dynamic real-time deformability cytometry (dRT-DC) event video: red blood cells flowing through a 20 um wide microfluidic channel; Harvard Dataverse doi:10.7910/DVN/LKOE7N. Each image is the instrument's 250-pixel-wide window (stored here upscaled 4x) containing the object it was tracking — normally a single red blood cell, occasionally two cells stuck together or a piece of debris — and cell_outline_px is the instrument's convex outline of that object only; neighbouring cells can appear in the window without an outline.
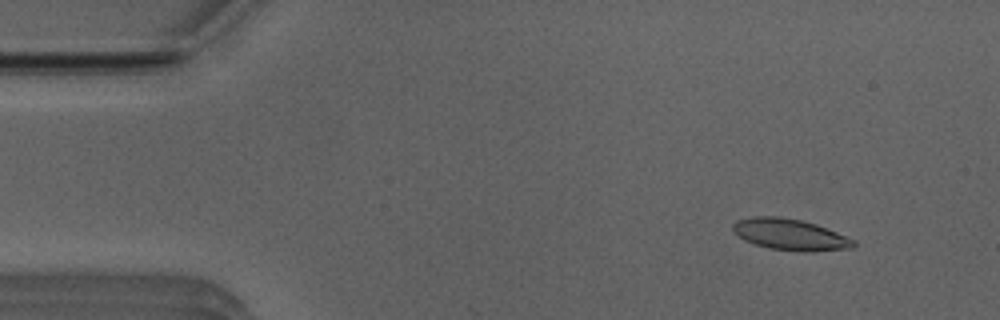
{"species": "Egyptian fruit bat (a non-hibernating species)", "species_latin": "Rousettus aegyptiacus", "temperature_condition": "room temperature", "stored_images_in_passage": 49, "segment_of_instrument_passage": [1, 2], "camera_frame_rate_fps": 3000, "um_per_image_px": 0.085, "animal": {"sex": "male"}, "frame": {"image": 1, "passage_image": 2, "time_ms": 0.333, "image_size_px": [1000, 320], "cell_outline_px": [[856, 244], [852, 248], [812, 252], [800, 252], [768, 248], [744, 240], [732, 232], [732, 224], [736, 220], [752, 216], [780, 216], [800, 220], [816, 224], [856, 240]], "centroid_in_image_um": [67.14, 19.94], "position_along_channel_um": 17.9, "area_um2": 22.25}}
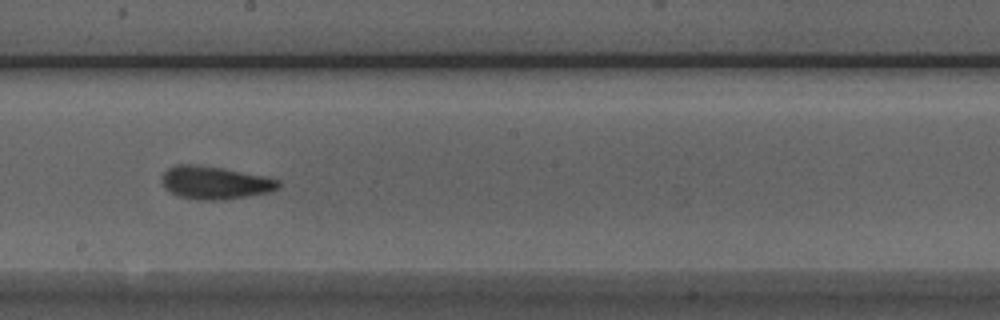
{"frame": {"image": 2, "passage_image": 25, "time_ms": 8.0, "image_size_px": [1000, 320], "cell_outline_px": [[280, 184], [276, 188], [268, 192], [224, 200], [200, 200], [180, 196], [168, 192], [164, 188], [160, 180], [160, 176], [168, 168], [176, 164], [196, 164], [224, 168], [264, 176], [280, 180]], "centroid_in_image_um": [18.2, 15.52], "position_along_channel_um": 230.0, "area_um2": 22.48}}
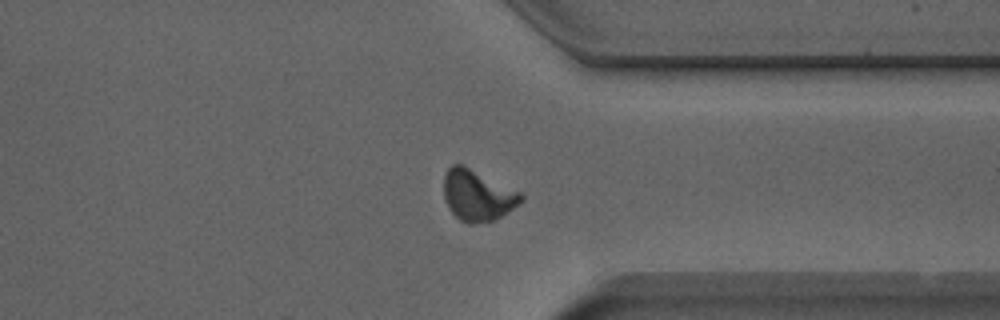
{"frame": {"image": 3, "passage_image": 36, "time_ms": 11.667, "image_size_px": [1000, 320], "cell_outline_px": [[524, 200], [496, 220], [472, 224], [468, 224], [460, 220], [448, 208], [444, 200], [444, 172], [452, 164], [464, 164], [520, 192], [524, 196]], "centroid_in_image_um": [40.57, 16.6], "position_along_channel_um": 370.8, "area_um2": 23.18}}